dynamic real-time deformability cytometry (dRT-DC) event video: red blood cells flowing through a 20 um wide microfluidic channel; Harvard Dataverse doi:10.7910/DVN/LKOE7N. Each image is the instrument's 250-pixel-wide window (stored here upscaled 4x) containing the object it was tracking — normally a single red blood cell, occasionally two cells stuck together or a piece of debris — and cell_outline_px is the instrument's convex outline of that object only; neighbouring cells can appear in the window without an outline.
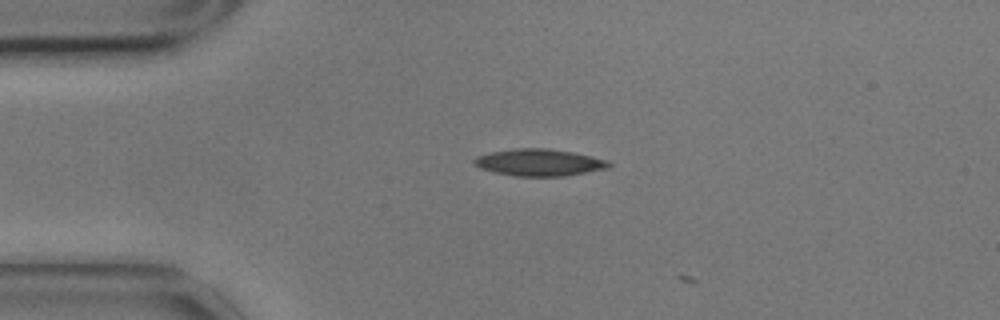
{"species": "common noctule bat (a hibernating species)", "species_latin": "Nyctalus noctula", "temperature_condition": "cold", "stored_images_in_passage": 5, "camera_frame_rate_fps": 3000, "um_per_image_px": 0.085, "animal": {"sex": "male", "body_mass_g": 17.9}, "frame": {"image": 1, "passage_image": 3, "time_ms": 0.667, "image_size_px": [1000, 320], "cell_outline_px": [[612, 164], [608, 168], [564, 176], [516, 176], [496, 172], [480, 168], [472, 164], [472, 160], [476, 156], [492, 152], [516, 148], [548, 148], [572, 152], [592, 156], [608, 160]], "centroid_in_image_um": [45.83, 13.8], "position_along_channel_um": 39.2, "area_um2": 21.1}}